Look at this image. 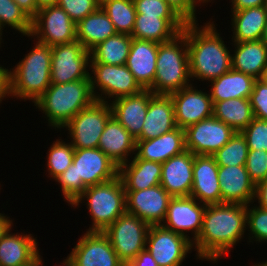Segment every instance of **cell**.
Segmentation results:
<instances>
[{"mask_svg":"<svg viewBox=\"0 0 267 266\" xmlns=\"http://www.w3.org/2000/svg\"><path fill=\"white\" fill-rule=\"evenodd\" d=\"M246 227L250 229L248 230L249 242L266 241L267 243V209L258 206L250 207L248 204L246 206ZM252 239L253 241H250Z\"/></svg>","mask_w":267,"mask_h":266,"instance_id":"ab89813d","label":"cell"},{"mask_svg":"<svg viewBox=\"0 0 267 266\" xmlns=\"http://www.w3.org/2000/svg\"><path fill=\"white\" fill-rule=\"evenodd\" d=\"M42 256L39 257L37 260H35L32 264L28 265V266H42Z\"/></svg>","mask_w":267,"mask_h":266,"instance_id":"680465c9","label":"cell"},{"mask_svg":"<svg viewBox=\"0 0 267 266\" xmlns=\"http://www.w3.org/2000/svg\"><path fill=\"white\" fill-rule=\"evenodd\" d=\"M241 133L246 139L249 150L267 151V120L254 117Z\"/></svg>","mask_w":267,"mask_h":266,"instance_id":"60d3db41","label":"cell"},{"mask_svg":"<svg viewBox=\"0 0 267 266\" xmlns=\"http://www.w3.org/2000/svg\"><path fill=\"white\" fill-rule=\"evenodd\" d=\"M261 82H263L267 86V68L262 73L261 78L259 79Z\"/></svg>","mask_w":267,"mask_h":266,"instance_id":"9f6ffc18","label":"cell"},{"mask_svg":"<svg viewBox=\"0 0 267 266\" xmlns=\"http://www.w3.org/2000/svg\"><path fill=\"white\" fill-rule=\"evenodd\" d=\"M231 11H240L247 8L265 6L267 0H231Z\"/></svg>","mask_w":267,"mask_h":266,"instance_id":"f907efd6","label":"cell"},{"mask_svg":"<svg viewBox=\"0 0 267 266\" xmlns=\"http://www.w3.org/2000/svg\"><path fill=\"white\" fill-rule=\"evenodd\" d=\"M123 266H158L152 255L145 249L133 260L123 263Z\"/></svg>","mask_w":267,"mask_h":266,"instance_id":"c3c4849f","label":"cell"},{"mask_svg":"<svg viewBox=\"0 0 267 266\" xmlns=\"http://www.w3.org/2000/svg\"><path fill=\"white\" fill-rule=\"evenodd\" d=\"M116 34L114 24L101 6L76 24V39L88 51Z\"/></svg>","mask_w":267,"mask_h":266,"instance_id":"4dcf8cb0","label":"cell"},{"mask_svg":"<svg viewBox=\"0 0 267 266\" xmlns=\"http://www.w3.org/2000/svg\"><path fill=\"white\" fill-rule=\"evenodd\" d=\"M194 154L185 150L162 163L160 185L172 197L190 196L193 185Z\"/></svg>","mask_w":267,"mask_h":266,"instance_id":"ffe728a7","label":"cell"},{"mask_svg":"<svg viewBox=\"0 0 267 266\" xmlns=\"http://www.w3.org/2000/svg\"><path fill=\"white\" fill-rule=\"evenodd\" d=\"M262 41L267 45V19H266V25H265V28H264V32H263V35H262Z\"/></svg>","mask_w":267,"mask_h":266,"instance_id":"6f0895ef","label":"cell"},{"mask_svg":"<svg viewBox=\"0 0 267 266\" xmlns=\"http://www.w3.org/2000/svg\"><path fill=\"white\" fill-rule=\"evenodd\" d=\"M51 83L65 84L78 80H90V51L75 40L51 47ZM88 69V70H87Z\"/></svg>","mask_w":267,"mask_h":266,"instance_id":"30bf717a","label":"cell"},{"mask_svg":"<svg viewBox=\"0 0 267 266\" xmlns=\"http://www.w3.org/2000/svg\"><path fill=\"white\" fill-rule=\"evenodd\" d=\"M174 106L176 125L186 129L213 116V103L210 93L195 89L191 84L186 88L170 94Z\"/></svg>","mask_w":267,"mask_h":266,"instance_id":"ac0fdd59","label":"cell"},{"mask_svg":"<svg viewBox=\"0 0 267 266\" xmlns=\"http://www.w3.org/2000/svg\"><path fill=\"white\" fill-rule=\"evenodd\" d=\"M18 6L33 19L37 15L36 0H14Z\"/></svg>","mask_w":267,"mask_h":266,"instance_id":"f5cc1de1","label":"cell"},{"mask_svg":"<svg viewBox=\"0 0 267 266\" xmlns=\"http://www.w3.org/2000/svg\"><path fill=\"white\" fill-rule=\"evenodd\" d=\"M48 150L47 171L55 180L73 163L75 149L70 142L65 143L61 139H56Z\"/></svg>","mask_w":267,"mask_h":266,"instance_id":"f35d334b","label":"cell"},{"mask_svg":"<svg viewBox=\"0 0 267 266\" xmlns=\"http://www.w3.org/2000/svg\"><path fill=\"white\" fill-rule=\"evenodd\" d=\"M233 43L232 69L260 79L267 68V45L262 40Z\"/></svg>","mask_w":267,"mask_h":266,"instance_id":"f546056e","label":"cell"},{"mask_svg":"<svg viewBox=\"0 0 267 266\" xmlns=\"http://www.w3.org/2000/svg\"><path fill=\"white\" fill-rule=\"evenodd\" d=\"M186 24L182 18H159V16L136 14L131 37L160 44L174 39L184 30Z\"/></svg>","mask_w":267,"mask_h":266,"instance_id":"83f0119b","label":"cell"},{"mask_svg":"<svg viewBox=\"0 0 267 266\" xmlns=\"http://www.w3.org/2000/svg\"><path fill=\"white\" fill-rule=\"evenodd\" d=\"M32 36V37H31ZM31 39L48 46L73 42L76 39V24L58 5L42 8L32 19Z\"/></svg>","mask_w":267,"mask_h":266,"instance_id":"8fae6325","label":"cell"},{"mask_svg":"<svg viewBox=\"0 0 267 266\" xmlns=\"http://www.w3.org/2000/svg\"><path fill=\"white\" fill-rule=\"evenodd\" d=\"M218 180L222 203L248 205L254 203L255 183L250 179L245 165L219 166Z\"/></svg>","mask_w":267,"mask_h":266,"instance_id":"44dd1931","label":"cell"},{"mask_svg":"<svg viewBox=\"0 0 267 266\" xmlns=\"http://www.w3.org/2000/svg\"><path fill=\"white\" fill-rule=\"evenodd\" d=\"M145 249L158 266H180L187 253L192 251L193 243L162 225H152L148 231Z\"/></svg>","mask_w":267,"mask_h":266,"instance_id":"7c38bea8","label":"cell"},{"mask_svg":"<svg viewBox=\"0 0 267 266\" xmlns=\"http://www.w3.org/2000/svg\"><path fill=\"white\" fill-rule=\"evenodd\" d=\"M51 46L36 42L33 49L8 71L9 96L38 100L51 85Z\"/></svg>","mask_w":267,"mask_h":266,"instance_id":"3957f363","label":"cell"},{"mask_svg":"<svg viewBox=\"0 0 267 266\" xmlns=\"http://www.w3.org/2000/svg\"><path fill=\"white\" fill-rule=\"evenodd\" d=\"M55 181L61 185L62 194L69 205L87 188L83 182H76L75 165L73 163Z\"/></svg>","mask_w":267,"mask_h":266,"instance_id":"b9f144b4","label":"cell"},{"mask_svg":"<svg viewBox=\"0 0 267 266\" xmlns=\"http://www.w3.org/2000/svg\"><path fill=\"white\" fill-rule=\"evenodd\" d=\"M245 167L255 185L265 180L267 178V151L248 150Z\"/></svg>","mask_w":267,"mask_h":266,"instance_id":"f6af8a7d","label":"cell"},{"mask_svg":"<svg viewBox=\"0 0 267 266\" xmlns=\"http://www.w3.org/2000/svg\"><path fill=\"white\" fill-rule=\"evenodd\" d=\"M257 79L254 77L230 69L225 74L211 82L210 97L212 103L233 98H250L254 83Z\"/></svg>","mask_w":267,"mask_h":266,"instance_id":"1f68e13d","label":"cell"},{"mask_svg":"<svg viewBox=\"0 0 267 266\" xmlns=\"http://www.w3.org/2000/svg\"><path fill=\"white\" fill-rule=\"evenodd\" d=\"M95 100L91 81L78 80L65 84L51 83L34 105L46 115L49 126L64 129L76 114Z\"/></svg>","mask_w":267,"mask_h":266,"instance_id":"277c9868","label":"cell"},{"mask_svg":"<svg viewBox=\"0 0 267 266\" xmlns=\"http://www.w3.org/2000/svg\"><path fill=\"white\" fill-rule=\"evenodd\" d=\"M120 34L132 35L136 20V10L133 0H105L101 4Z\"/></svg>","mask_w":267,"mask_h":266,"instance_id":"d590c367","label":"cell"},{"mask_svg":"<svg viewBox=\"0 0 267 266\" xmlns=\"http://www.w3.org/2000/svg\"><path fill=\"white\" fill-rule=\"evenodd\" d=\"M76 182L86 187L110 181L118 176L119 167L99 148L75 149Z\"/></svg>","mask_w":267,"mask_h":266,"instance_id":"9a60e30c","label":"cell"},{"mask_svg":"<svg viewBox=\"0 0 267 266\" xmlns=\"http://www.w3.org/2000/svg\"><path fill=\"white\" fill-rule=\"evenodd\" d=\"M1 36H2V34L0 33V44H1V42H2V37H1Z\"/></svg>","mask_w":267,"mask_h":266,"instance_id":"e7e4bbea","label":"cell"},{"mask_svg":"<svg viewBox=\"0 0 267 266\" xmlns=\"http://www.w3.org/2000/svg\"><path fill=\"white\" fill-rule=\"evenodd\" d=\"M231 12L233 42L262 40L267 19L266 5Z\"/></svg>","mask_w":267,"mask_h":266,"instance_id":"d6a6232c","label":"cell"},{"mask_svg":"<svg viewBox=\"0 0 267 266\" xmlns=\"http://www.w3.org/2000/svg\"><path fill=\"white\" fill-rule=\"evenodd\" d=\"M137 14L159 18H181L165 0H133Z\"/></svg>","mask_w":267,"mask_h":266,"instance_id":"ee69618b","label":"cell"},{"mask_svg":"<svg viewBox=\"0 0 267 266\" xmlns=\"http://www.w3.org/2000/svg\"><path fill=\"white\" fill-rule=\"evenodd\" d=\"M218 168L212 155H194L191 197L205 205L222 203Z\"/></svg>","mask_w":267,"mask_h":266,"instance_id":"d6986e66","label":"cell"},{"mask_svg":"<svg viewBox=\"0 0 267 266\" xmlns=\"http://www.w3.org/2000/svg\"><path fill=\"white\" fill-rule=\"evenodd\" d=\"M156 66L154 82L148 89L154 94L170 95L191 85L188 46L182 32L158 45Z\"/></svg>","mask_w":267,"mask_h":266,"instance_id":"5b68a950","label":"cell"},{"mask_svg":"<svg viewBox=\"0 0 267 266\" xmlns=\"http://www.w3.org/2000/svg\"><path fill=\"white\" fill-rule=\"evenodd\" d=\"M61 265L62 266H75L68 257L66 259H64V261Z\"/></svg>","mask_w":267,"mask_h":266,"instance_id":"91938a15","label":"cell"},{"mask_svg":"<svg viewBox=\"0 0 267 266\" xmlns=\"http://www.w3.org/2000/svg\"><path fill=\"white\" fill-rule=\"evenodd\" d=\"M153 95L151 90H143L136 95L110 101L112 115L135 140L142 132L149 100Z\"/></svg>","mask_w":267,"mask_h":266,"instance_id":"7402d4cb","label":"cell"},{"mask_svg":"<svg viewBox=\"0 0 267 266\" xmlns=\"http://www.w3.org/2000/svg\"><path fill=\"white\" fill-rule=\"evenodd\" d=\"M254 200H258V207L267 209V178L256 184Z\"/></svg>","mask_w":267,"mask_h":266,"instance_id":"681fc988","label":"cell"},{"mask_svg":"<svg viewBox=\"0 0 267 266\" xmlns=\"http://www.w3.org/2000/svg\"><path fill=\"white\" fill-rule=\"evenodd\" d=\"M158 45L153 41L132 38L126 66L144 90L154 82Z\"/></svg>","mask_w":267,"mask_h":266,"instance_id":"cb8c5ba5","label":"cell"},{"mask_svg":"<svg viewBox=\"0 0 267 266\" xmlns=\"http://www.w3.org/2000/svg\"><path fill=\"white\" fill-rule=\"evenodd\" d=\"M248 145L241 132H235L230 140L212 156L218 166H240L246 164Z\"/></svg>","mask_w":267,"mask_h":266,"instance_id":"8d00e7d4","label":"cell"},{"mask_svg":"<svg viewBox=\"0 0 267 266\" xmlns=\"http://www.w3.org/2000/svg\"><path fill=\"white\" fill-rule=\"evenodd\" d=\"M254 266H267V260H266V262L259 263L258 265L255 264Z\"/></svg>","mask_w":267,"mask_h":266,"instance_id":"94428289","label":"cell"},{"mask_svg":"<svg viewBox=\"0 0 267 266\" xmlns=\"http://www.w3.org/2000/svg\"><path fill=\"white\" fill-rule=\"evenodd\" d=\"M213 116L229 125L235 132H242L254 118L250 100L246 98L215 102Z\"/></svg>","mask_w":267,"mask_h":266,"instance_id":"836d02e7","label":"cell"},{"mask_svg":"<svg viewBox=\"0 0 267 266\" xmlns=\"http://www.w3.org/2000/svg\"><path fill=\"white\" fill-rule=\"evenodd\" d=\"M100 4H102L105 0H97Z\"/></svg>","mask_w":267,"mask_h":266,"instance_id":"6125c7cd","label":"cell"},{"mask_svg":"<svg viewBox=\"0 0 267 266\" xmlns=\"http://www.w3.org/2000/svg\"><path fill=\"white\" fill-rule=\"evenodd\" d=\"M198 27L197 22L187 23L182 31L188 46L190 76L210 82L232 68L231 50L220 37L214 22Z\"/></svg>","mask_w":267,"mask_h":266,"instance_id":"7a4b0ae2","label":"cell"},{"mask_svg":"<svg viewBox=\"0 0 267 266\" xmlns=\"http://www.w3.org/2000/svg\"><path fill=\"white\" fill-rule=\"evenodd\" d=\"M83 199L87 201L93 222L87 231L103 232L126 211V192L119 175L110 181L87 187L71 207H78Z\"/></svg>","mask_w":267,"mask_h":266,"instance_id":"8992f818","label":"cell"},{"mask_svg":"<svg viewBox=\"0 0 267 266\" xmlns=\"http://www.w3.org/2000/svg\"><path fill=\"white\" fill-rule=\"evenodd\" d=\"M12 227L0 240V266H28L40 257L38 242L31 235L11 233Z\"/></svg>","mask_w":267,"mask_h":266,"instance_id":"484cf974","label":"cell"},{"mask_svg":"<svg viewBox=\"0 0 267 266\" xmlns=\"http://www.w3.org/2000/svg\"><path fill=\"white\" fill-rule=\"evenodd\" d=\"M8 71V69L0 65V103L2 102V100H4V97H9Z\"/></svg>","mask_w":267,"mask_h":266,"instance_id":"816d5d0a","label":"cell"},{"mask_svg":"<svg viewBox=\"0 0 267 266\" xmlns=\"http://www.w3.org/2000/svg\"><path fill=\"white\" fill-rule=\"evenodd\" d=\"M203 1H204L205 3H206V2L208 3V2H211V1H213V0H203Z\"/></svg>","mask_w":267,"mask_h":266,"instance_id":"be15d7a7","label":"cell"},{"mask_svg":"<svg viewBox=\"0 0 267 266\" xmlns=\"http://www.w3.org/2000/svg\"><path fill=\"white\" fill-rule=\"evenodd\" d=\"M119 167V173L125 190H143L160 185L162 163L142 160L136 155Z\"/></svg>","mask_w":267,"mask_h":266,"instance_id":"f1b7e54d","label":"cell"},{"mask_svg":"<svg viewBox=\"0 0 267 266\" xmlns=\"http://www.w3.org/2000/svg\"><path fill=\"white\" fill-rule=\"evenodd\" d=\"M246 228V205L220 203L206 205L202 229L193 243L199 260L214 261L226 255L239 242Z\"/></svg>","mask_w":267,"mask_h":266,"instance_id":"6da1fadb","label":"cell"},{"mask_svg":"<svg viewBox=\"0 0 267 266\" xmlns=\"http://www.w3.org/2000/svg\"><path fill=\"white\" fill-rule=\"evenodd\" d=\"M235 134V131L214 116L185 129L186 150L194 155H213Z\"/></svg>","mask_w":267,"mask_h":266,"instance_id":"4fadbf2b","label":"cell"},{"mask_svg":"<svg viewBox=\"0 0 267 266\" xmlns=\"http://www.w3.org/2000/svg\"><path fill=\"white\" fill-rule=\"evenodd\" d=\"M177 128L171 95L154 94L148 105L140 136L136 140L157 138Z\"/></svg>","mask_w":267,"mask_h":266,"instance_id":"603a6c76","label":"cell"},{"mask_svg":"<svg viewBox=\"0 0 267 266\" xmlns=\"http://www.w3.org/2000/svg\"><path fill=\"white\" fill-rule=\"evenodd\" d=\"M58 2L59 0H36L37 12L42 8L57 5Z\"/></svg>","mask_w":267,"mask_h":266,"instance_id":"11a10c76","label":"cell"},{"mask_svg":"<svg viewBox=\"0 0 267 266\" xmlns=\"http://www.w3.org/2000/svg\"><path fill=\"white\" fill-rule=\"evenodd\" d=\"M125 192L127 212L135 214L149 226L163 224L172 196L161 185Z\"/></svg>","mask_w":267,"mask_h":266,"instance_id":"e0dca14e","label":"cell"},{"mask_svg":"<svg viewBox=\"0 0 267 266\" xmlns=\"http://www.w3.org/2000/svg\"><path fill=\"white\" fill-rule=\"evenodd\" d=\"M249 100L254 117L267 120V86L259 79L254 83Z\"/></svg>","mask_w":267,"mask_h":266,"instance_id":"bcb514c9","label":"cell"},{"mask_svg":"<svg viewBox=\"0 0 267 266\" xmlns=\"http://www.w3.org/2000/svg\"><path fill=\"white\" fill-rule=\"evenodd\" d=\"M13 225L12 219L10 220L9 217L0 213V240L7 230Z\"/></svg>","mask_w":267,"mask_h":266,"instance_id":"db71d44e","label":"cell"},{"mask_svg":"<svg viewBox=\"0 0 267 266\" xmlns=\"http://www.w3.org/2000/svg\"><path fill=\"white\" fill-rule=\"evenodd\" d=\"M57 5L70 16L75 24L101 6L97 0H59Z\"/></svg>","mask_w":267,"mask_h":266,"instance_id":"7bdbcfd3","label":"cell"},{"mask_svg":"<svg viewBox=\"0 0 267 266\" xmlns=\"http://www.w3.org/2000/svg\"><path fill=\"white\" fill-rule=\"evenodd\" d=\"M132 37L117 33L99 43L90 51V63L126 65Z\"/></svg>","mask_w":267,"mask_h":266,"instance_id":"e575fe53","label":"cell"},{"mask_svg":"<svg viewBox=\"0 0 267 266\" xmlns=\"http://www.w3.org/2000/svg\"><path fill=\"white\" fill-rule=\"evenodd\" d=\"M67 257L75 266H123L108 237L99 231H86Z\"/></svg>","mask_w":267,"mask_h":266,"instance_id":"2e32d148","label":"cell"},{"mask_svg":"<svg viewBox=\"0 0 267 266\" xmlns=\"http://www.w3.org/2000/svg\"><path fill=\"white\" fill-rule=\"evenodd\" d=\"M150 226L135 214L125 211L103 233L108 237L118 258L124 263L145 250Z\"/></svg>","mask_w":267,"mask_h":266,"instance_id":"52a82bcc","label":"cell"},{"mask_svg":"<svg viewBox=\"0 0 267 266\" xmlns=\"http://www.w3.org/2000/svg\"><path fill=\"white\" fill-rule=\"evenodd\" d=\"M168 5L186 22H198L196 20V5L205 3L203 0H165Z\"/></svg>","mask_w":267,"mask_h":266,"instance_id":"7dc6e473","label":"cell"},{"mask_svg":"<svg viewBox=\"0 0 267 266\" xmlns=\"http://www.w3.org/2000/svg\"><path fill=\"white\" fill-rule=\"evenodd\" d=\"M90 67L92 69V73H89L91 89L95 99L98 101L108 102L106 98L115 100L136 95L144 90L126 65L90 63ZM98 89L101 94L96 92ZM102 95H105V98Z\"/></svg>","mask_w":267,"mask_h":266,"instance_id":"ba28073f","label":"cell"},{"mask_svg":"<svg viewBox=\"0 0 267 266\" xmlns=\"http://www.w3.org/2000/svg\"><path fill=\"white\" fill-rule=\"evenodd\" d=\"M112 116L110 103L95 100L64 127L69 130L74 149L98 148L99 138Z\"/></svg>","mask_w":267,"mask_h":266,"instance_id":"9c48e42d","label":"cell"},{"mask_svg":"<svg viewBox=\"0 0 267 266\" xmlns=\"http://www.w3.org/2000/svg\"><path fill=\"white\" fill-rule=\"evenodd\" d=\"M205 209V204L198 202L191 196L172 197L168 203L166 217L161 225L194 243L202 229ZM187 231H192L193 240L188 236Z\"/></svg>","mask_w":267,"mask_h":266,"instance_id":"5bb4252c","label":"cell"},{"mask_svg":"<svg viewBox=\"0 0 267 266\" xmlns=\"http://www.w3.org/2000/svg\"><path fill=\"white\" fill-rule=\"evenodd\" d=\"M7 25L28 37L32 30V19L14 0H0V33Z\"/></svg>","mask_w":267,"mask_h":266,"instance_id":"74e56055","label":"cell"},{"mask_svg":"<svg viewBox=\"0 0 267 266\" xmlns=\"http://www.w3.org/2000/svg\"><path fill=\"white\" fill-rule=\"evenodd\" d=\"M185 150V130L177 127L157 138L136 140L135 155L142 160L164 163Z\"/></svg>","mask_w":267,"mask_h":266,"instance_id":"d4e9b609","label":"cell"},{"mask_svg":"<svg viewBox=\"0 0 267 266\" xmlns=\"http://www.w3.org/2000/svg\"><path fill=\"white\" fill-rule=\"evenodd\" d=\"M98 148L120 167L129 161L131 153L135 154L136 140L112 115L99 138Z\"/></svg>","mask_w":267,"mask_h":266,"instance_id":"4316f807","label":"cell"}]
</instances>
